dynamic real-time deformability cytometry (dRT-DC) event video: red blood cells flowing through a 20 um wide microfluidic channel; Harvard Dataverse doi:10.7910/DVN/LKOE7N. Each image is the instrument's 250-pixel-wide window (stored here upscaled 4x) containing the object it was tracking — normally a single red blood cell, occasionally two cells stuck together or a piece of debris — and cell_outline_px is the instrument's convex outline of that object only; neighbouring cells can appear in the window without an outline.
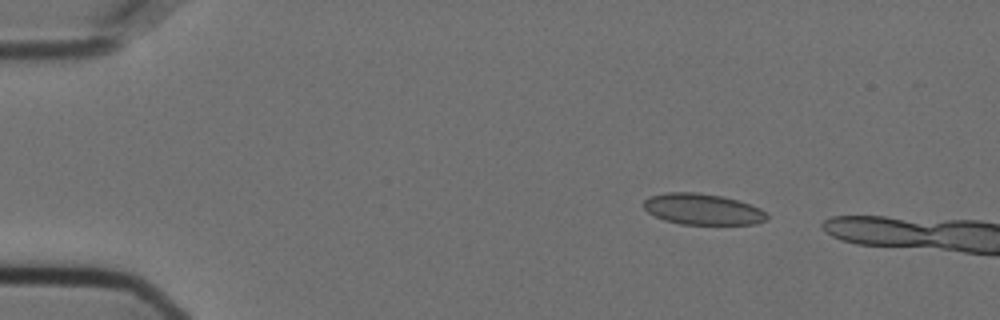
{"species": "Egyptian fruit bat (a non-hibernating species)", "species_latin": "Rousettus aegyptiacus", "temperature_condition": "cold", "stored_images_in_passage": 5, "camera_frame_rate_fps": 3000, "um_per_image_px": 0.085, "animal": {"sex": "female"}, "frame": {"image": 1, "passage_image": 1, "time_ms": 0.0, "image_size_px": [1000, 320], "cell_outline_px": [[768, 220], [756, 224], [680, 224], [664, 220], [648, 212], [644, 208], [644, 200], [648, 196], [668, 192], [696, 192], [720, 196], [736, 200], [760, 208], [768, 216]], "centroid_in_image_um": [59.7, 17.78], "position_along_channel_um": 25.3, "area_um2": 22.2}}